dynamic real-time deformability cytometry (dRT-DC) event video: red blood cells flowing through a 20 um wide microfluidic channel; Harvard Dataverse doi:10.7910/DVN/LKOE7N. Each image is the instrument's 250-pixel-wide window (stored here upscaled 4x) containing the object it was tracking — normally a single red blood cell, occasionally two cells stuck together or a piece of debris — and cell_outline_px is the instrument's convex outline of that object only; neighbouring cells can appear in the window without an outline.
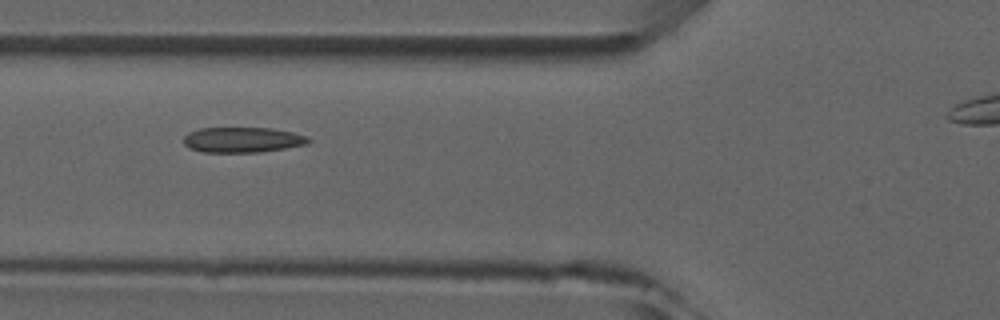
{"species": "common noctule bat (a hibernating species)", "species_latin": "Nyctalus noctula", "temperature_condition": "room temperature", "stored_images_in_passage": 4, "camera_frame_rate_fps": 3000, "um_per_image_px": 0.085, "animal": {"sex": "male", "forearm_length_mm": 52.5}, "frame": {"image": 1, "passage_image": 2, "time_ms": 1.0, "image_size_px": [1000, 320], "cell_outline_px": [[312, 140], [308, 144], [260, 152], [204, 152], [188, 148], [184, 144], [184, 136], [188, 132], [200, 128], [272, 128], [292, 132], [308, 136]], "centroid_in_image_um": [20.62, 11.88], "position_along_channel_um": 105.2, "area_um2": 18.5}}
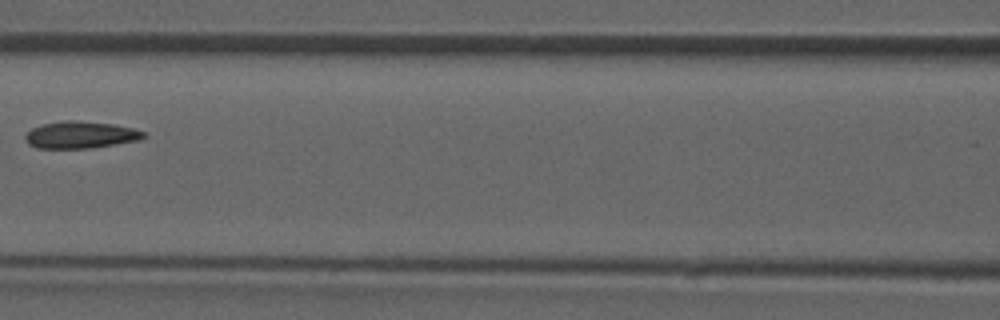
{"frame": {"image": 2, "passage_image": 3, "time_ms": 2.333, "image_size_px": [1000, 320], "cell_outline_px": [[148, 136], [140, 140], [116, 144], [88, 148], [36, 148], [28, 144], [24, 136], [32, 128], [44, 124], [68, 120], [72, 120], [112, 124], [132, 128], [144, 132]], "centroid_in_image_um": [6.86, 11.47], "position_along_channel_um": 159.7, "area_um2": 18.44}}